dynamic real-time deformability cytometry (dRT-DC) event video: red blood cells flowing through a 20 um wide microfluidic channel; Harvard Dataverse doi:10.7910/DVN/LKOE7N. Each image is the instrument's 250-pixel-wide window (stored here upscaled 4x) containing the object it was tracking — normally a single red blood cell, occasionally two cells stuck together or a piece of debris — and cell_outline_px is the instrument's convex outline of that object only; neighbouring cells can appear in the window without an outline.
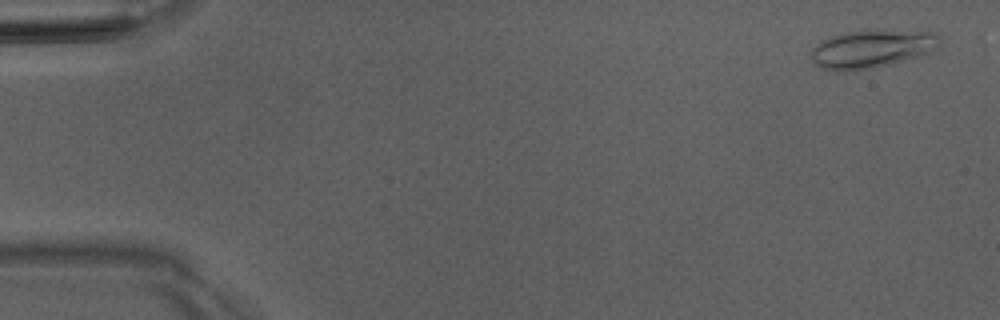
{"species": "Egyptian fruit bat (a non-hibernating species)", "species_latin": "Rousettus aegyptiacus", "temperature_condition": "room temperature", "stored_images_in_passage": 7, "camera_frame_rate_fps": 3000, "um_per_image_px": 0.085, "animal": {"sex": "male"}, "frame": {"image": 1, "passage_image": 1, "time_ms": 0.0, "image_size_px": [1000, 320], "cell_outline_px": [[940, 44], [936, 48], [928, 52], [916, 56], [888, 64], [872, 68], [836, 72], [820, 68], [812, 64], [812, 48], [816, 44], [832, 36], [848, 32], [876, 28], [932, 32], [940, 36]], "centroid_in_image_um": [74.07, 4.13], "position_along_channel_um": 10.9, "area_um2": 28.73}}